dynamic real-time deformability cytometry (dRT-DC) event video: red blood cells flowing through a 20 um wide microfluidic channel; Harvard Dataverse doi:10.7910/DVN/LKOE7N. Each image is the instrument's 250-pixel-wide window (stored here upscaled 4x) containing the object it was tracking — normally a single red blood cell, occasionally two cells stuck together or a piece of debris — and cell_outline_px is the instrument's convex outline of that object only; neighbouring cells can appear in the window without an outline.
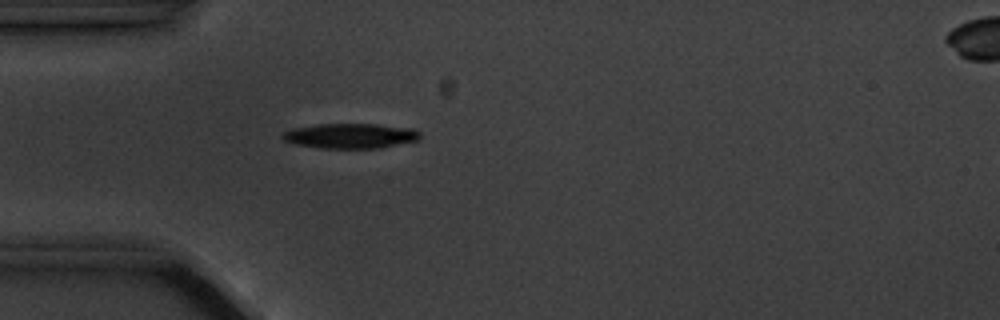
{"species": "common noctule bat (a hibernating species)", "species_latin": "Nyctalus noctula", "temperature_condition": "cold", "stored_images_in_passage": 4, "camera_frame_rate_fps": 3000, "um_per_image_px": 0.085, "animal": {"sex": "male", "body_mass_g": 20.1, "forearm_length_mm": 53.5}, "frame": {"image": 1, "passage_image": 4, "time_ms": 3.667, "image_size_px": [1000, 320], "cell_outline_px": [[420, 136], [416, 140], [380, 148], [320, 148], [296, 144], [284, 140], [280, 136], [284, 132], [292, 128], [316, 124], [376, 124], [412, 128], [420, 132]], "centroid_in_image_um": [29.75, 11.54], "position_along_channel_um": 55.2, "area_um2": 19.94}}